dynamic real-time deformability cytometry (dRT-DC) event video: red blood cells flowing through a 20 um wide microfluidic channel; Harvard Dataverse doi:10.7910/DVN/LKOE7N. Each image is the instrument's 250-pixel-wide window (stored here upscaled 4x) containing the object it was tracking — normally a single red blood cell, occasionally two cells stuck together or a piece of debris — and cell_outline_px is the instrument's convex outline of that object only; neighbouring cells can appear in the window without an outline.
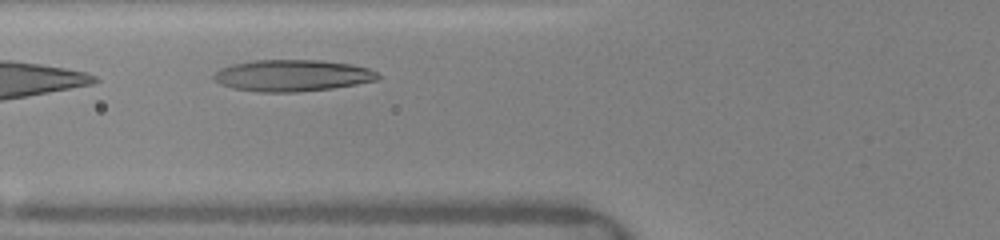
{"species": "human", "species_latin": "Homo sapiens", "temperature_condition": "warm", "stored_images_in_passage": 9, "camera_frame_rate_fps": 3000, "um_per_image_px": 0.085, "donor": {"sex": "female"}, "frame": {"image": 1, "passage_image": 4, "time_ms": 1.667, "image_size_px": [1000, 240], "cell_outline_px": [[380, 76], [376, 80], [356, 84], [332, 88], [296, 92], [260, 92], [232, 88], [220, 84], [212, 76], [220, 68], [232, 64], [252, 60], [320, 60], [352, 64], [368, 68], [376, 72]], "centroid_in_image_um": [24.83, 6.41], "position_along_channel_um": 101.0, "area_um2": 30.17}}
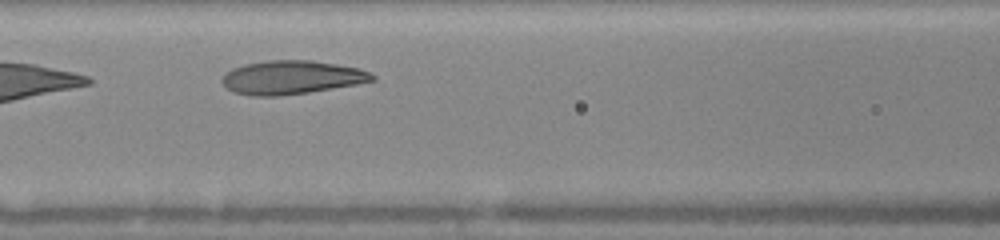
{"frame": {"image": 2, "passage_image": 6, "time_ms": 2.667, "image_size_px": [1000, 240], "cell_outline_px": [[376, 80], [356, 84], [308, 92], [280, 96], [252, 96], [236, 92], [228, 88], [220, 80], [224, 72], [232, 68], [244, 64], [268, 60], [308, 60], [336, 64], [360, 68], [376, 76]], "centroid_in_image_um": [24.76, 6.57], "position_along_channel_um": 141.8, "area_um2": 29.36}}
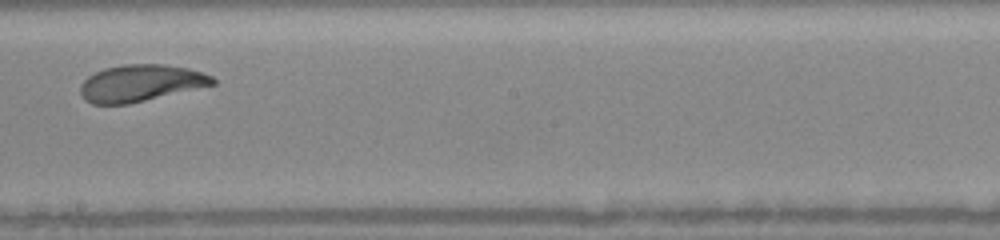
{"frame": {"image": 3, "passage_image": 8, "time_ms": 5.0, "image_size_px": [1000, 240], "cell_outline_px": [[216, 84], [128, 104], [92, 104], [84, 100], [80, 92], [80, 84], [88, 76], [104, 68], [120, 64], [164, 64], [188, 68], [212, 76], [216, 80]], "centroid_in_image_um": [11.93, 7.06], "position_along_channel_um": 236.3, "area_um2": 28.38}}